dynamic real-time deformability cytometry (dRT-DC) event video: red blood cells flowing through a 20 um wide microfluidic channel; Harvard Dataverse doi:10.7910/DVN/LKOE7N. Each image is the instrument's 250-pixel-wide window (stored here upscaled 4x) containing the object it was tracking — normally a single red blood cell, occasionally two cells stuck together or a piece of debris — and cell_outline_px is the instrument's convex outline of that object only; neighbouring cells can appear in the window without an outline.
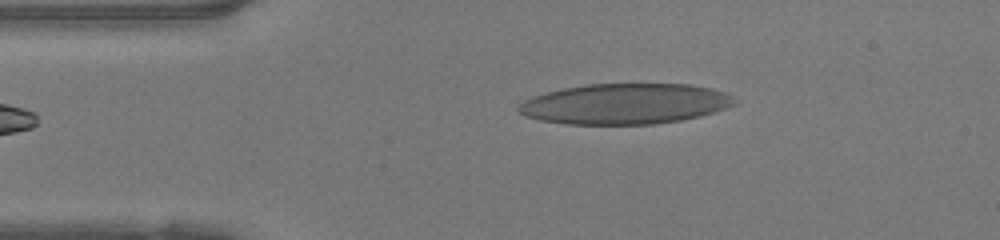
{"species": "human", "species_latin": "Homo sapiens", "temperature_condition": "warm", "stored_images_in_passage": 40, "camera_frame_rate_fps": 3000, "um_per_image_px": 0.085, "donor": {"sex": "female"}, "frame": {"image": 1, "passage_image": 1, "time_ms": 0.0, "image_size_px": [1000, 240], "cell_outline_px": [[740, 100], [736, 104], [700, 116], [680, 120], [656, 124], [564, 124], [540, 120], [524, 116], [516, 108], [524, 100], [532, 96], [564, 88], [588, 84], [688, 84], [712, 88], [728, 92]], "centroid_in_image_um": [53.16, 8.82], "position_along_channel_um": 31.8, "area_um2": 51.27}}
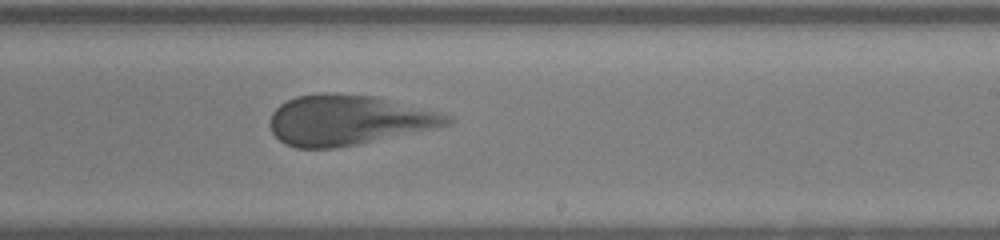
{"frame": {"image": 2, "passage_image": 20, "time_ms": 6.333, "image_size_px": [1000, 240], "cell_outline_px": [[452, 120], [448, 124], [436, 128], [336, 148], [296, 148], [284, 144], [272, 132], [268, 124], [272, 112], [280, 104], [296, 96], [320, 92], [332, 92], [376, 96], [448, 116]], "centroid_in_image_um": [29.49, 10.2], "position_along_channel_um": 259.5, "area_um2": 51.33}}
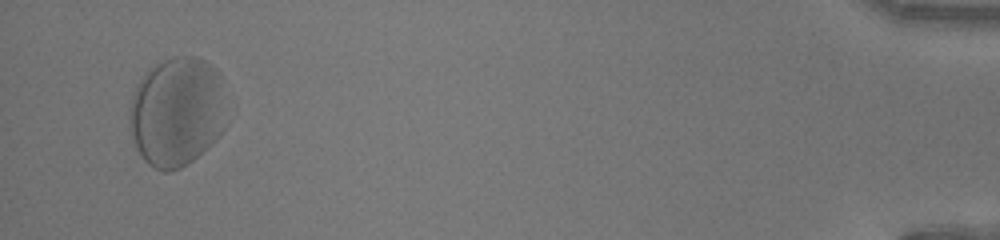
{"frame": {"image": 3, "passage_image": 38, "time_ms": 12.333, "image_size_px": [1000, 240], "cell_outline_px": [[224, 128], [212, 144], [188, 164], [180, 168], [168, 172], [164, 172], [148, 164], [144, 160], [136, 148], [128, 128], [128, 108], [132, 96], [140, 80], [156, 64], [172, 56], [196, 56], [204, 60], [216, 68], [220, 72]], "centroid_in_image_um": [14.99, 9.52], "position_along_channel_um": 420.2, "area_um2": 61.96}}